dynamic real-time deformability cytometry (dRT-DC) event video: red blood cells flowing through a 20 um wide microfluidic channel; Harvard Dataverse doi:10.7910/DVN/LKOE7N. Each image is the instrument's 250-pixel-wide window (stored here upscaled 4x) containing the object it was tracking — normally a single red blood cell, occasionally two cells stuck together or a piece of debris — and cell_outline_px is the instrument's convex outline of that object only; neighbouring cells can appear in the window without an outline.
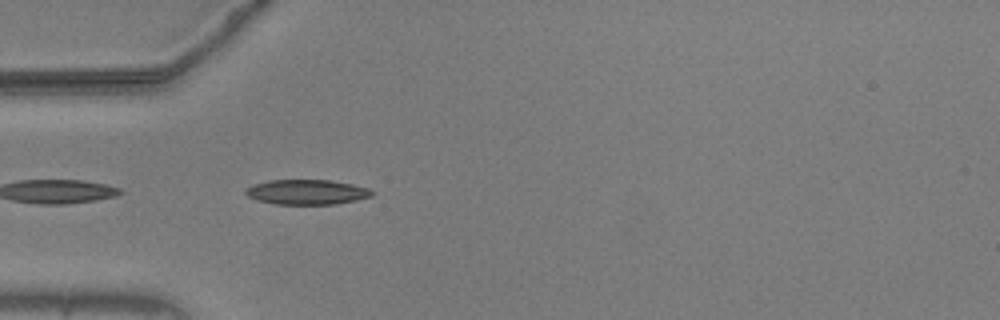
{"species": "common noctule bat (a hibernating species)", "species_latin": "Nyctalus noctula", "temperature_condition": "warm", "stored_images_in_passage": 9, "camera_frame_rate_fps": 3000, "um_per_image_px": 0.085, "animal": {"sex": "male", "body_mass_g": 20.5, "forearm_length_mm": 52.5}, "frame": {"image": 1, "passage_image": 3, "time_ms": 0.667, "image_size_px": [1000, 320], "cell_outline_px": [[376, 192], [372, 196], [356, 200], [336, 204], [276, 204], [256, 200], [248, 196], [244, 192], [248, 188], [256, 184], [268, 180], [328, 180], [352, 184], [368, 188]], "centroid_in_image_um": [26.11, 16.33], "position_along_channel_um": 58.9, "area_um2": 18.26}}